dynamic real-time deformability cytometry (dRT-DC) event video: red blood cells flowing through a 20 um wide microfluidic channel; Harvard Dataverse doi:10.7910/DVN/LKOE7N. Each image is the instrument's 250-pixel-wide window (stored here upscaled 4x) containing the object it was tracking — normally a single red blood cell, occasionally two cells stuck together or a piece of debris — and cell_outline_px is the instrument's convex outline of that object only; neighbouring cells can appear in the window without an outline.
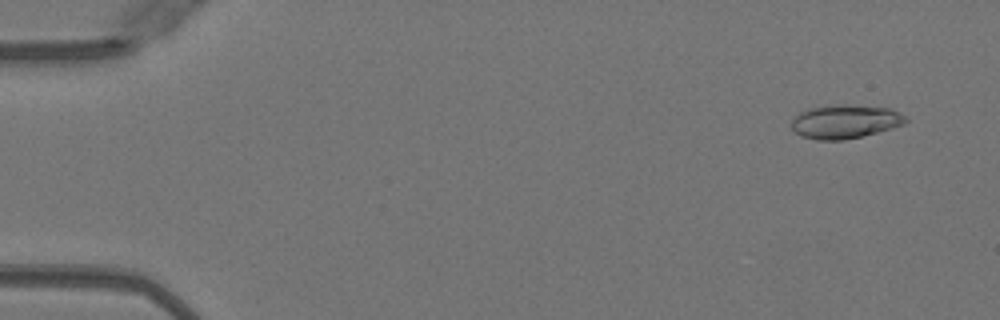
{"species": "Egyptian fruit bat (a non-hibernating species)", "species_latin": "Rousettus aegyptiacus", "temperature_condition": "warm", "stored_images_in_passage": 11, "camera_frame_rate_fps": 3000, "um_per_image_px": 0.085, "animal": {"sex": "female"}, "frame": {"image": 1, "passage_image": 4, "time_ms": 1.0, "image_size_px": [1000, 320], "cell_outline_px": [[908, 120], [904, 124], [892, 128], [844, 140], [816, 140], [800, 136], [792, 128], [792, 120], [800, 112], [808, 108], [836, 104], [844, 104], [888, 108], [900, 112]], "centroid_in_image_um": [71.81, 10.33], "position_along_channel_um": 13.2, "area_um2": 22.37}}